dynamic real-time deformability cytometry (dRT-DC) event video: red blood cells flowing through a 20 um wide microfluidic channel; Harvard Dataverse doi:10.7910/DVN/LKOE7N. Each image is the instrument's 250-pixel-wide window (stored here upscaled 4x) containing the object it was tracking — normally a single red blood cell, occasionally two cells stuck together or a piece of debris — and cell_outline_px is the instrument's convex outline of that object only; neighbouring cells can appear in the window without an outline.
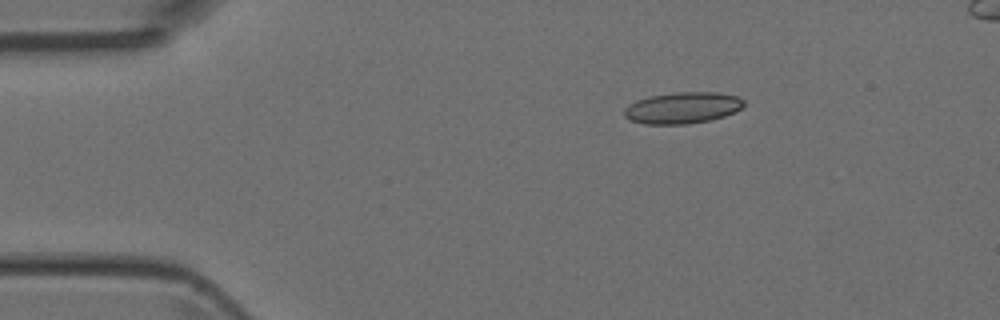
{"species": "Egyptian fruit bat (a non-hibernating species)", "species_latin": "Rousettus aegyptiacus", "temperature_condition": "room temperature", "stored_images_in_passage": 3, "camera_frame_rate_fps": 3000, "um_per_image_px": 0.085, "animal": {"sex": "female"}, "frame": {"image": 1, "passage_image": 3, "time_ms": 2.333, "image_size_px": [1000, 320], "cell_outline_px": [[744, 104], [740, 108], [724, 116], [712, 120], [688, 124], [644, 124], [628, 120], [624, 116], [624, 108], [628, 104], [636, 100], [648, 96], [676, 92], [716, 92], [736, 96], [744, 100]], "centroid_in_image_um": [57.96, 9.17], "position_along_channel_um": 27.0, "area_um2": 22.02}}